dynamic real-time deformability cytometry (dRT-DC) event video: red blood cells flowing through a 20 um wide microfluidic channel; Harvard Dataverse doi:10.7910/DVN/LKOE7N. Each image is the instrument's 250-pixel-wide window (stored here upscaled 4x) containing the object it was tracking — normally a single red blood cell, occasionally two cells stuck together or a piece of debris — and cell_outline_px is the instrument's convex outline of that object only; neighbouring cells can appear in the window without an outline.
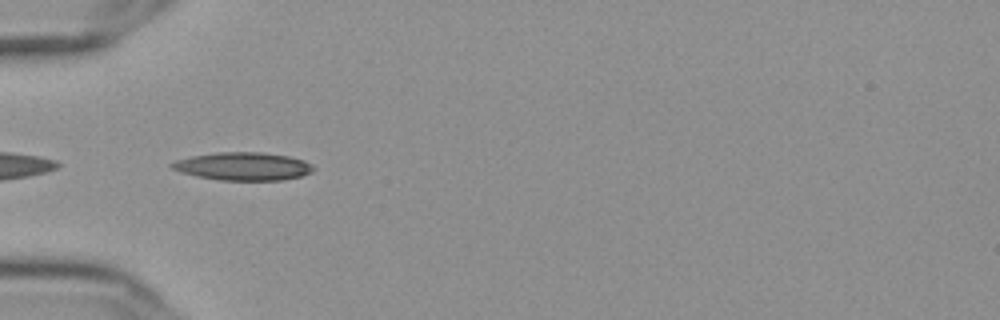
{"species": "Egyptian fruit bat (a non-hibernating species)", "species_latin": "Rousettus aegyptiacus", "temperature_condition": "cold", "stored_images_in_passage": 24, "camera_frame_rate_fps": 3000, "um_per_image_px": 0.085, "frame": {"image": 1, "passage_image": 1, "time_ms": 0.0, "image_size_px": [1000, 320], "cell_outline_px": [[316, 168], [312, 172], [300, 176], [280, 180], [220, 180], [196, 176], [172, 168], [168, 164], [176, 160], [192, 156], [216, 152], [264, 152], [288, 156], [304, 160], [312, 164]], "centroid_in_image_um": [20.69, 14.13], "position_along_channel_um": 64.3, "area_um2": 23.06}}
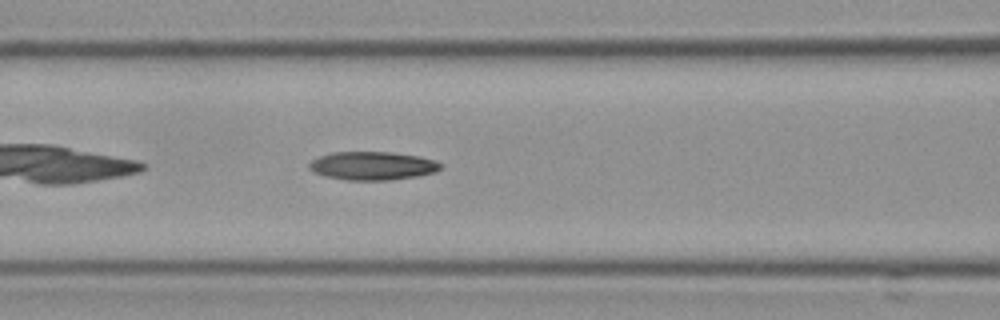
{"frame": {"image": 2, "passage_image": 7, "time_ms": 2.0, "image_size_px": [1000, 320], "cell_outline_px": [[444, 164], [436, 172], [416, 176], [392, 180], [344, 180], [324, 176], [308, 168], [308, 164], [312, 160], [320, 156], [332, 152], [392, 152], [420, 156], [436, 160]], "centroid_in_image_um": [31.69, 14.09], "position_along_channel_um": 134.9, "area_um2": 21.91}}
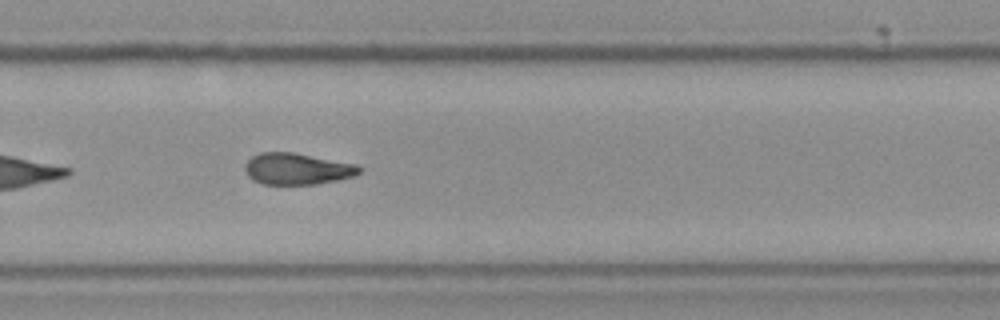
{"frame": {"image": 3, "passage_image": 21, "time_ms": 6.667, "image_size_px": [1000, 320], "cell_outline_px": [[360, 172], [352, 176], [336, 180], [316, 184], [264, 184], [252, 180], [248, 176], [244, 168], [244, 164], [252, 156], [260, 152], [296, 152], [356, 164], [360, 168]], "centroid_in_image_um": [25.21, 14.34], "position_along_channel_um": 304.6, "area_um2": 20.98}}